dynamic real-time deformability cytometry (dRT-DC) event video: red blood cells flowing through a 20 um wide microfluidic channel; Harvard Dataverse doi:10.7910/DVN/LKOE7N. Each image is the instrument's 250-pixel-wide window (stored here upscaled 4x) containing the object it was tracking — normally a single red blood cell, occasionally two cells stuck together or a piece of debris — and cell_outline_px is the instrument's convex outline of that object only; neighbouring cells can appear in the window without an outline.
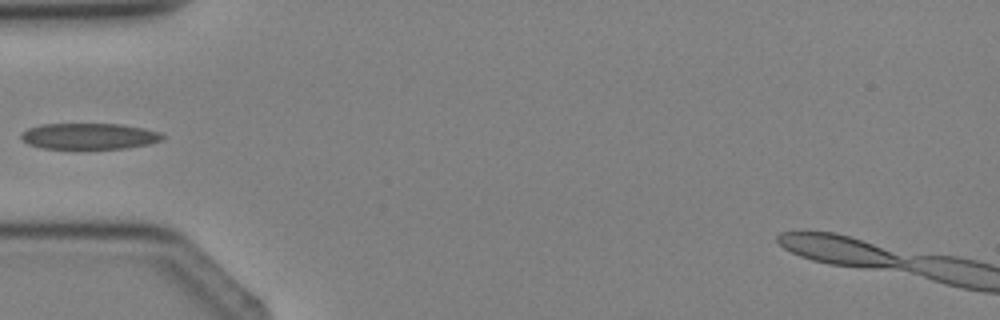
{"species": "Egyptian fruit bat (a non-hibernating species)", "species_latin": "Rousettus aegyptiacus", "temperature_condition": "cold", "stored_images_in_passage": 3, "camera_frame_rate_fps": 3000, "um_per_image_px": 0.085, "animal": {"sex": "female"}, "frame": {"image": 1, "passage_image": 3, "time_ms": 2.333, "image_size_px": [1000, 320], "cell_outline_px": [[164, 140], [148, 144], [124, 148], [80, 152], [40, 148], [28, 144], [20, 140], [20, 136], [28, 128], [40, 124], [120, 124], [144, 128], [160, 132], [164, 136]], "centroid_in_image_um": [7.53, 11.63], "position_along_channel_um": 77.5, "area_um2": 22.66}}